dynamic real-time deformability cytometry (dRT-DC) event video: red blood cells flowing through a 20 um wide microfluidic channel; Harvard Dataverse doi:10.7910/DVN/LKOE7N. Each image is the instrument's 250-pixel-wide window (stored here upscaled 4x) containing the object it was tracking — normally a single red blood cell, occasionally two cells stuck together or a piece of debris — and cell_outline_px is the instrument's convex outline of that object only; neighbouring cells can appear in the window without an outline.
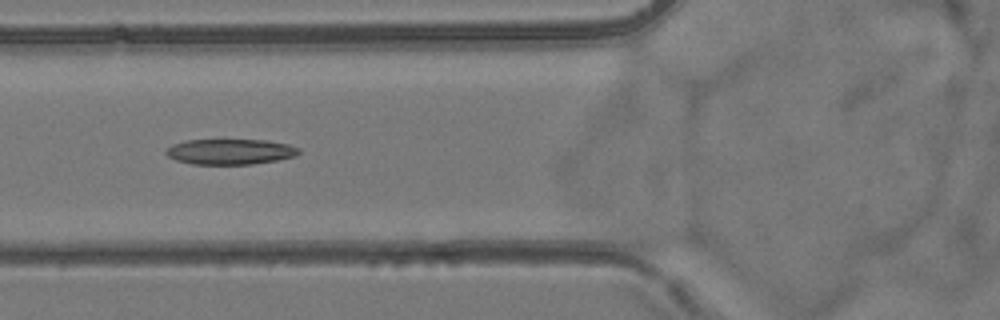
{"species": "common noctule bat (a hibernating species)", "species_latin": "Nyctalus noctula", "temperature_condition": "room temperature", "stored_images_in_passage": 8, "camera_frame_rate_fps": 3000, "um_per_image_px": 0.085, "animal": {"sex": "female", "body_mass_g": 24.6, "forearm_length_mm": 56.2}, "frame": {"image": 1, "passage_image": 5, "time_ms": 6.333, "image_size_px": [1000, 320], "cell_outline_px": [[300, 152], [296, 156], [276, 160], [252, 164], [192, 164], [176, 160], [168, 156], [164, 152], [172, 144], [188, 140], [268, 140], [288, 144], [300, 148]], "centroid_in_image_um": [19.58, 12.89], "position_along_channel_um": 106.2, "area_um2": 19.71}}
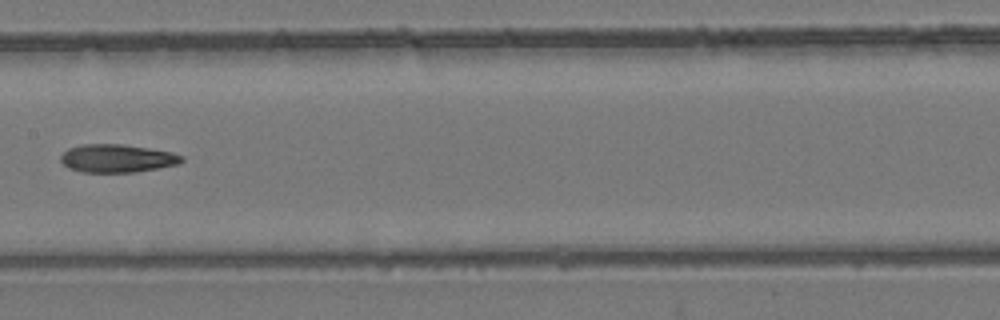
{"frame": {"image": 2, "passage_image": 7, "time_ms": 8.667, "image_size_px": [1000, 320], "cell_outline_px": [[184, 160], [176, 164], [136, 172], [84, 172], [68, 168], [60, 160], [60, 156], [68, 148], [84, 144], [120, 144], [148, 148], [172, 152], [184, 156]], "centroid_in_image_um": [9.94, 13.46], "position_along_channel_um": 197.5, "area_um2": 19.65}}
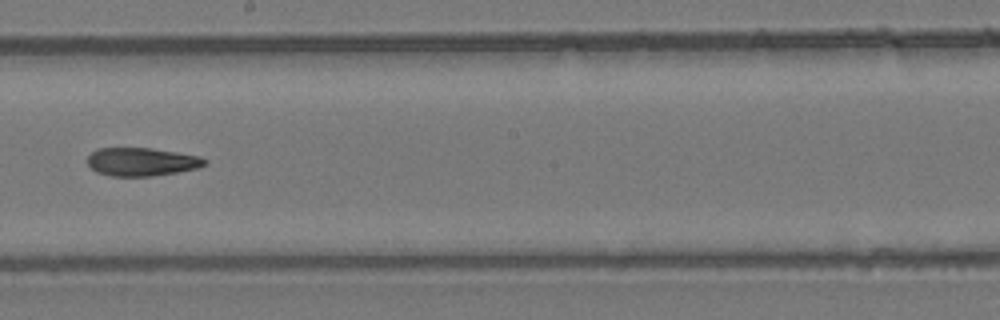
{"frame": {"image": 3, "passage_image": 8, "time_ms": 9.667, "image_size_px": [1000, 320], "cell_outline_px": [[208, 164], [196, 168], [176, 172], [152, 176], [112, 176], [96, 172], [88, 164], [88, 156], [96, 148], [152, 148], [200, 156], [208, 160]], "centroid_in_image_um": [12.05, 13.75], "position_along_channel_um": 236.1, "area_um2": 19.31}}